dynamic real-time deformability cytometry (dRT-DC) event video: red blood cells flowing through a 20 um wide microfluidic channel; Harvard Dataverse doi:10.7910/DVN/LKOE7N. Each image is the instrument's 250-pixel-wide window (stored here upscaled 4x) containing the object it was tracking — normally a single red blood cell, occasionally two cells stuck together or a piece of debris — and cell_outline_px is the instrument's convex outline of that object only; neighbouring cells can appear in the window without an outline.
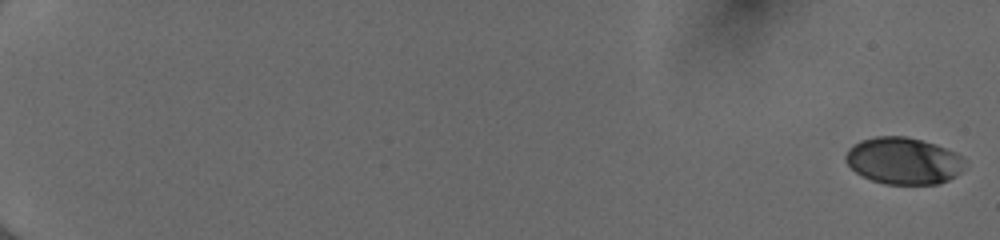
{"species": "human", "species_latin": "Homo sapiens", "temperature_condition": "cold", "stored_images_in_passage": 54, "camera_frame_rate_fps": 3000, "um_per_image_px": 0.085, "donor": {"sex": "female"}, "frame": {"image": 1, "passage_image": 1, "time_ms": 0.0, "image_size_px": [1000, 240], "cell_outline_px": [[968, 168], [956, 176], [940, 184], [884, 184], [872, 180], [856, 172], [844, 160], [844, 156], [848, 148], [852, 144], [860, 140], [876, 136], [904, 136], [936, 144], [956, 152], [964, 156], [968, 160]], "centroid_in_image_um": [76.86, 13.67], "position_along_channel_um": 8.1, "area_um2": 33.18}}
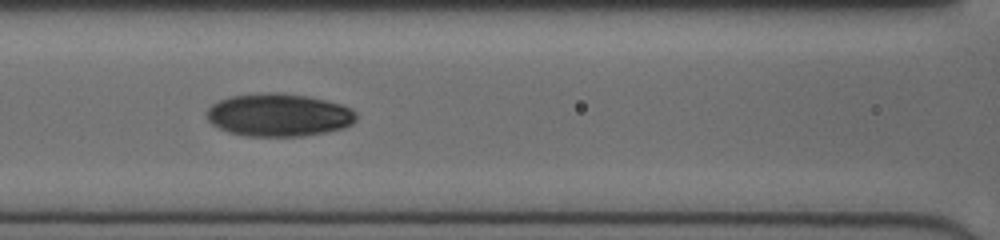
{"frame": {"image": 2, "passage_image": 28, "time_ms": 9.0, "image_size_px": [1000, 240], "cell_outline_px": [[356, 120], [352, 124], [344, 128], [304, 136], [244, 136], [228, 132], [212, 124], [204, 116], [204, 112], [212, 104], [228, 96], [264, 92], [276, 92], [308, 96], [340, 104], [352, 108], [356, 112]], "centroid_in_image_um": [23.66, 9.77], "position_along_channel_um": 142.9, "area_um2": 37.69}}
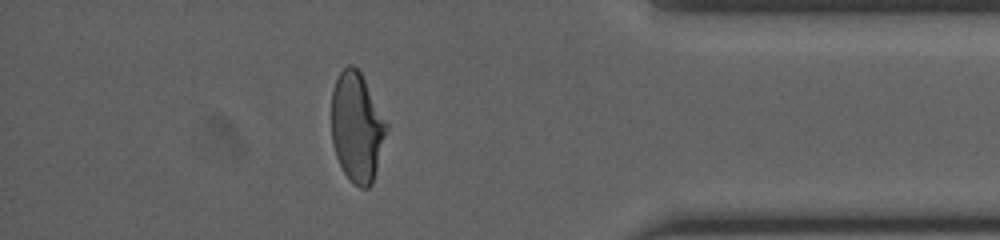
{"frame": {"image": 3, "passage_image": 49, "time_ms": 16.0, "image_size_px": [1000, 240], "cell_outline_px": [[388, 128], [372, 184], [368, 188], [360, 188], [352, 184], [344, 172], [336, 156], [332, 140], [332, 88], [340, 72], [348, 64], [352, 64], [360, 72], [388, 124]], "centroid_in_image_um": [30.33, 10.83], "position_along_channel_um": 404.9, "area_um2": 34.91}, "authors_computed_cell_mechanics": {"area_um2": 34.9112, "velocity_mm_per_s": 4.0493, "shape_relaxation_time_tau1_ms": 4.922, "shape_relaxation_time_tau2_ms": 2.127, "deformation_change_tau1": 0.1756, "deformation_change_tau2": 0.0461}}